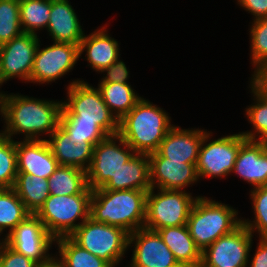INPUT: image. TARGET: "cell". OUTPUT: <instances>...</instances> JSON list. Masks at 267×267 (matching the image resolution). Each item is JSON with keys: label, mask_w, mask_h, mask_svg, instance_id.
<instances>
[{"label": "cell", "mask_w": 267, "mask_h": 267, "mask_svg": "<svg viewBox=\"0 0 267 267\" xmlns=\"http://www.w3.org/2000/svg\"><path fill=\"white\" fill-rule=\"evenodd\" d=\"M63 101L42 100L17 94H0V114L5 121L1 133L25 134L24 140H41L40 134L49 136L59 126Z\"/></svg>", "instance_id": "6da1fadb"}, {"label": "cell", "mask_w": 267, "mask_h": 267, "mask_svg": "<svg viewBox=\"0 0 267 267\" xmlns=\"http://www.w3.org/2000/svg\"><path fill=\"white\" fill-rule=\"evenodd\" d=\"M147 194L144 190L93 189L90 218L131 234L144 227Z\"/></svg>", "instance_id": "7a4b0ae2"}, {"label": "cell", "mask_w": 267, "mask_h": 267, "mask_svg": "<svg viewBox=\"0 0 267 267\" xmlns=\"http://www.w3.org/2000/svg\"><path fill=\"white\" fill-rule=\"evenodd\" d=\"M173 126L165 110L141 98L119 121L118 134L135 153L149 155L158 151Z\"/></svg>", "instance_id": "3957f363"}, {"label": "cell", "mask_w": 267, "mask_h": 267, "mask_svg": "<svg viewBox=\"0 0 267 267\" xmlns=\"http://www.w3.org/2000/svg\"><path fill=\"white\" fill-rule=\"evenodd\" d=\"M238 211L218 201L198 196L187 221L196 246L203 252L221 236L233 232L242 224Z\"/></svg>", "instance_id": "277c9868"}, {"label": "cell", "mask_w": 267, "mask_h": 267, "mask_svg": "<svg viewBox=\"0 0 267 267\" xmlns=\"http://www.w3.org/2000/svg\"><path fill=\"white\" fill-rule=\"evenodd\" d=\"M67 94L62 109L73 120L95 122L108 136L118 134L119 120L105 104L98 88L84 80H72Z\"/></svg>", "instance_id": "5b68a950"}, {"label": "cell", "mask_w": 267, "mask_h": 267, "mask_svg": "<svg viewBox=\"0 0 267 267\" xmlns=\"http://www.w3.org/2000/svg\"><path fill=\"white\" fill-rule=\"evenodd\" d=\"M91 197L92 194H50L35 215L55 239L70 236L90 217ZM79 218L81 222L76 224Z\"/></svg>", "instance_id": "8992f818"}, {"label": "cell", "mask_w": 267, "mask_h": 267, "mask_svg": "<svg viewBox=\"0 0 267 267\" xmlns=\"http://www.w3.org/2000/svg\"><path fill=\"white\" fill-rule=\"evenodd\" d=\"M69 237L80 247L106 261L111 267L117 266L129 249L127 231L96 222L90 217Z\"/></svg>", "instance_id": "52a82bcc"}, {"label": "cell", "mask_w": 267, "mask_h": 267, "mask_svg": "<svg viewBox=\"0 0 267 267\" xmlns=\"http://www.w3.org/2000/svg\"><path fill=\"white\" fill-rule=\"evenodd\" d=\"M196 198L181 190L151 188L147 194L144 227L157 231L163 227L187 225L190 210Z\"/></svg>", "instance_id": "ba28073f"}, {"label": "cell", "mask_w": 267, "mask_h": 267, "mask_svg": "<svg viewBox=\"0 0 267 267\" xmlns=\"http://www.w3.org/2000/svg\"><path fill=\"white\" fill-rule=\"evenodd\" d=\"M207 132L200 147L196 171L198 178H224L233 172L240 146L247 140L240 132L210 141ZM210 141L209 143H206ZM228 174V175H227Z\"/></svg>", "instance_id": "9c48e42d"}, {"label": "cell", "mask_w": 267, "mask_h": 267, "mask_svg": "<svg viewBox=\"0 0 267 267\" xmlns=\"http://www.w3.org/2000/svg\"><path fill=\"white\" fill-rule=\"evenodd\" d=\"M134 154V150L119 134L109 135L97 143L86 170L88 187L91 190L102 188Z\"/></svg>", "instance_id": "30bf717a"}, {"label": "cell", "mask_w": 267, "mask_h": 267, "mask_svg": "<svg viewBox=\"0 0 267 267\" xmlns=\"http://www.w3.org/2000/svg\"><path fill=\"white\" fill-rule=\"evenodd\" d=\"M253 234L241 224L233 232L221 236L202 252L200 267L248 266Z\"/></svg>", "instance_id": "8fae6325"}, {"label": "cell", "mask_w": 267, "mask_h": 267, "mask_svg": "<svg viewBox=\"0 0 267 267\" xmlns=\"http://www.w3.org/2000/svg\"><path fill=\"white\" fill-rule=\"evenodd\" d=\"M16 252L38 264L48 262L53 256L48 253L55 238L45 229L35 214L29 215L2 239Z\"/></svg>", "instance_id": "7c38bea8"}, {"label": "cell", "mask_w": 267, "mask_h": 267, "mask_svg": "<svg viewBox=\"0 0 267 267\" xmlns=\"http://www.w3.org/2000/svg\"><path fill=\"white\" fill-rule=\"evenodd\" d=\"M39 36L22 32L0 46V86L13 78L29 82Z\"/></svg>", "instance_id": "4fadbf2b"}, {"label": "cell", "mask_w": 267, "mask_h": 267, "mask_svg": "<svg viewBox=\"0 0 267 267\" xmlns=\"http://www.w3.org/2000/svg\"><path fill=\"white\" fill-rule=\"evenodd\" d=\"M79 57V45L54 42L41 49L39 43L29 82L51 83L70 72Z\"/></svg>", "instance_id": "5bb4252c"}, {"label": "cell", "mask_w": 267, "mask_h": 267, "mask_svg": "<svg viewBox=\"0 0 267 267\" xmlns=\"http://www.w3.org/2000/svg\"><path fill=\"white\" fill-rule=\"evenodd\" d=\"M131 244L135 245L128 267H182L157 231L140 228L129 234Z\"/></svg>", "instance_id": "9a60e30c"}, {"label": "cell", "mask_w": 267, "mask_h": 267, "mask_svg": "<svg viewBox=\"0 0 267 267\" xmlns=\"http://www.w3.org/2000/svg\"><path fill=\"white\" fill-rule=\"evenodd\" d=\"M148 157L151 188L183 191L199 180L196 164L169 161L158 151Z\"/></svg>", "instance_id": "2e32d148"}, {"label": "cell", "mask_w": 267, "mask_h": 267, "mask_svg": "<svg viewBox=\"0 0 267 267\" xmlns=\"http://www.w3.org/2000/svg\"><path fill=\"white\" fill-rule=\"evenodd\" d=\"M16 161L17 172L43 179H48L59 166L46 139L16 141Z\"/></svg>", "instance_id": "e0dca14e"}, {"label": "cell", "mask_w": 267, "mask_h": 267, "mask_svg": "<svg viewBox=\"0 0 267 267\" xmlns=\"http://www.w3.org/2000/svg\"><path fill=\"white\" fill-rule=\"evenodd\" d=\"M205 129H182L174 125L162 140L158 152L169 161L197 164Z\"/></svg>", "instance_id": "ac0fdd59"}, {"label": "cell", "mask_w": 267, "mask_h": 267, "mask_svg": "<svg viewBox=\"0 0 267 267\" xmlns=\"http://www.w3.org/2000/svg\"><path fill=\"white\" fill-rule=\"evenodd\" d=\"M254 188L267 186V147L264 141L246 140L238 151L234 169Z\"/></svg>", "instance_id": "d6986e66"}, {"label": "cell", "mask_w": 267, "mask_h": 267, "mask_svg": "<svg viewBox=\"0 0 267 267\" xmlns=\"http://www.w3.org/2000/svg\"><path fill=\"white\" fill-rule=\"evenodd\" d=\"M48 137L46 141L59 165L73 166L85 171L89 168L94 152L91 143L70 139L60 125Z\"/></svg>", "instance_id": "ffe728a7"}, {"label": "cell", "mask_w": 267, "mask_h": 267, "mask_svg": "<svg viewBox=\"0 0 267 267\" xmlns=\"http://www.w3.org/2000/svg\"><path fill=\"white\" fill-rule=\"evenodd\" d=\"M68 0H51L49 24L46 30L53 42L80 45L84 31Z\"/></svg>", "instance_id": "44dd1931"}, {"label": "cell", "mask_w": 267, "mask_h": 267, "mask_svg": "<svg viewBox=\"0 0 267 267\" xmlns=\"http://www.w3.org/2000/svg\"><path fill=\"white\" fill-rule=\"evenodd\" d=\"M101 28L89 35L84 34L79 45L80 57L86 51L89 65L100 73L120 57L118 41L108 35L104 26Z\"/></svg>", "instance_id": "7402d4cb"}, {"label": "cell", "mask_w": 267, "mask_h": 267, "mask_svg": "<svg viewBox=\"0 0 267 267\" xmlns=\"http://www.w3.org/2000/svg\"><path fill=\"white\" fill-rule=\"evenodd\" d=\"M101 189L149 191L151 184L148 155L135 153Z\"/></svg>", "instance_id": "603a6c76"}, {"label": "cell", "mask_w": 267, "mask_h": 267, "mask_svg": "<svg viewBox=\"0 0 267 267\" xmlns=\"http://www.w3.org/2000/svg\"><path fill=\"white\" fill-rule=\"evenodd\" d=\"M157 232L182 267H200L202 252L196 246L187 225L163 227Z\"/></svg>", "instance_id": "cb8c5ba5"}, {"label": "cell", "mask_w": 267, "mask_h": 267, "mask_svg": "<svg viewBox=\"0 0 267 267\" xmlns=\"http://www.w3.org/2000/svg\"><path fill=\"white\" fill-rule=\"evenodd\" d=\"M48 186L51 195L92 194L86 171L73 166L59 165L49 176Z\"/></svg>", "instance_id": "d4e9b609"}, {"label": "cell", "mask_w": 267, "mask_h": 267, "mask_svg": "<svg viewBox=\"0 0 267 267\" xmlns=\"http://www.w3.org/2000/svg\"><path fill=\"white\" fill-rule=\"evenodd\" d=\"M13 189L31 214H35L50 196L48 179L24 172L17 173Z\"/></svg>", "instance_id": "484cf974"}, {"label": "cell", "mask_w": 267, "mask_h": 267, "mask_svg": "<svg viewBox=\"0 0 267 267\" xmlns=\"http://www.w3.org/2000/svg\"><path fill=\"white\" fill-rule=\"evenodd\" d=\"M98 90L107 107L119 121L142 98L133 91L129 83H99Z\"/></svg>", "instance_id": "4316f807"}, {"label": "cell", "mask_w": 267, "mask_h": 267, "mask_svg": "<svg viewBox=\"0 0 267 267\" xmlns=\"http://www.w3.org/2000/svg\"><path fill=\"white\" fill-rule=\"evenodd\" d=\"M59 250L56 258L64 267H111L106 261L76 244L69 236L55 239Z\"/></svg>", "instance_id": "83f0119b"}, {"label": "cell", "mask_w": 267, "mask_h": 267, "mask_svg": "<svg viewBox=\"0 0 267 267\" xmlns=\"http://www.w3.org/2000/svg\"><path fill=\"white\" fill-rule=\"evenodd\" d=\"M29 215L31 213L13 188L0 189V236L5 229L8 230L6 235H9Z\"/></svg>", "instance_id": "f1b7e54d"}, {"label": "cell", "mask_w": 267, "mask_h": 267, "mask_svg": "<svg viewBox=\"0 0 267 267\" xmlns=\"http://www.w3.org/2000/svg\"><path fill=\"white\" fill-rule=\"evenodd\" d=\"M51 0H19L20 23L23 32L37 35L49 24Z\"/></svg>", "instance_id": "f546056e"}, {"label": "cell", "mask_w": 267, "mask_h": 267, "mask_svg": "<svg viewBox=\"0 0 267 267\" xmlns=\"http://www.w3.org/2000/svg\"><path fill=\"white\" fill-rule=\"evenodd\" d=\"M254 105L246 108V117L253 126V131L240 132L247 140H267V97L258 92L251 84ZM258 137V138H257Z\"/></svg>", "instance_id": "4dcf8cb0"}, {"label": "cell", "mask_w": 267, "mask_h": 267, "mask_svg": "<svg viewBox=\"0 0 267 267\" xmlns=\"http://www.w3.org/2000/svg\"><path fill=\"white\" fill-rule=\"evenodd\" d=\"M59 125L68 133L70 139L85 140L93 146L108 136L95 122L73 120L63 109Z\"/></svg>", "instance_id": "1f68e13d"}, {"label": "cell", "mask_w": 267, "mask_h": 267, "mask_svg": "<svg viewBox=\"0 0 267 267\" xmlns=\"http://www.w3.org/2000/svg\"><path fill=\"white\" fill-rule=\"evenodd\" d=\"M17 173L16 141L0 132V189L13 188Z\"/></svg>", "instance_id": "d6a6232c"}, {"label": "cell", "mask_w": 267, "mask_h": 267, "mask_svg": "<svg viewBox=\"0 0 267 267\" xmlns=\"http://www.w3.org/2000/svg\"><path fill=\"white\" fill-rule=\"evenodd\" d=\"M22 32L19 0H0V46Z\"/></svg>", "instance_id": "836d02e7"}, {"label": "cell", "mask_w": 267, "mask_h": 267, "mask_svg": "<svg viewBox=\"0 0 267 267\" xmlns=\"http://www.w3.org/2000/svg\"><path fill=\"white\" fill-rule=\"evenodd\" d=\"M252 208L255 219H242V224L254 234L257 231L259 237H267V186L255 187L251 190Z\"/></svg>", "instance_id": "e575fe53"}, {"label": "cell", "mask_w": 267, "mask_h": 267, "mask_svg": "<svg viewBox=\"0 0 267 267\" xmlns=\"http://www.w3.org/2000/svg\"><path fill=\"white\" fill-rule=\"evenodd\" d=\"M250 28V58L256 68L267 62V18L254 20Z\"/></svg>", "instance_id": "d590c367"}, {"label": "cell", "mask_w": 267, "mask_h": 267, "mask_svg": "<svg viewBox=\"0 0 267 267\" xmlns=\"http://www.w3.org/2000/svg\"><path fill=\"white\" fill-rule=\"evenodd\" d=\"M38 265L0 240V267H38Z\"/></svg>", "instance_id": "8d00e7d4"}, {"label": "cell", "mask_w": 267, "mask_h": 267, "mask_svg": "<svg viewBox=\"0 0 267 267\" xmlns=\"http://www.w3.org/2000/svg\"><path fill=\"white\" fill-rule=\"evenodd\" d=\"M106 72V76L99 83H127L129 70L120 57L101 73Z\"/></svg>", "instance_id": "74e56055"}, {"label": "cell", "mask_w": 267, "mask_h": 267, "mask_svg": "<svg viewBox=\"0 0 267 267\" xmlns=\"http://www.w3.org/2000/svg\"><path fill=\"white\" fill-rule=\"evenodd\" d=\"M240 7L251 13L253 20L267 18V0H237Z\"/></svg>", "instance_id": "f35d334b"}, {"label": "cell", "mask_w": 267, "mask_h": 267, "mask_svg": "<svg viewBox=\"0 0 267 267\" xmlns=\"http://www.w3.org/2000/svg\"><path fill=\"white\" fill-rule=\"evenodd\" d=\"M250 84L267 97V62L261 63L255 68Z\"/></svg>", "instance_id": "ab89813d"}, {"label": "cell", "mask_w": 267, "mask_h": 267, "mask_svg": "<svg viewBox=\"0 0 267 267\" xmlns=\"http://www.w3.org/2000/svg\"><path fill=\"white\" fill-rule=\"evenodd\" d=\"M250 267H267V237H260Z\"/></svg>", "instance_id": "60d3db41"}, {"label": "cell", "mask_w": 267, "mask_h": 267, "mask_svg": "<svg viewBox=\"0 0 267 267\" xmlns=\"http://www.w3.org/2000/svg\"><path fill=\"white\" fill-rule=\"evenodd\" d=\"M38 267H64V265L54 256L48 262L39 264Z\"/></svg>", "instance_id": "b9f144b4"}]
</instances>
